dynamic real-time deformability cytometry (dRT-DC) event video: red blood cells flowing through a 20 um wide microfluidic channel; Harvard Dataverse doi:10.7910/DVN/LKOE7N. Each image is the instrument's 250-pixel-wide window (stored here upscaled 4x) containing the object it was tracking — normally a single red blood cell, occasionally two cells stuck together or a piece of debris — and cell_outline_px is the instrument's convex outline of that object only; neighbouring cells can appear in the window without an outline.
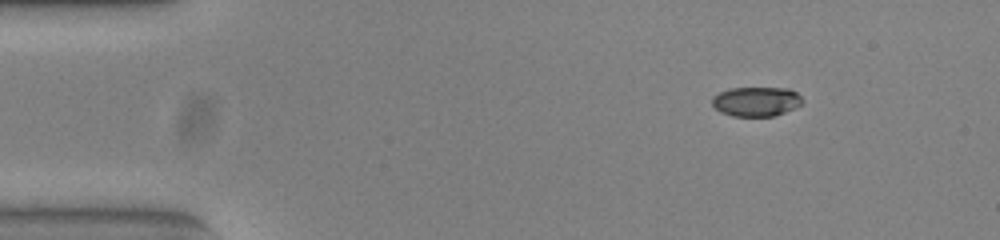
{"species": "common noctule bat (a hibernating species)", "species_latin": "Nyctalus noctula", "temperature_condition": "warm", "stored_images_in_passage": 47, "camera_frame_rate_fps": 3000, "um_per_image_px": 0.085, "animal": {"sex": "female", "body_mass_g": 23.0, "forearm_length_mm": 53.4}, "frame": {"image": 1, "passage_image": 1, "time_ms": 0.0, "image_size_px": [1000, 240], "cell_outline_px": [[804, 100], [796, 108], [772, 116], [732, 116], [720, 112], [712, 104], [712, 96], [728, 88], [788, 88], [796, 92]], "centroid_in_image_um": [64.27, 8.62], "position_along_channel_um": 20.7, "area_um2": 15.55}}
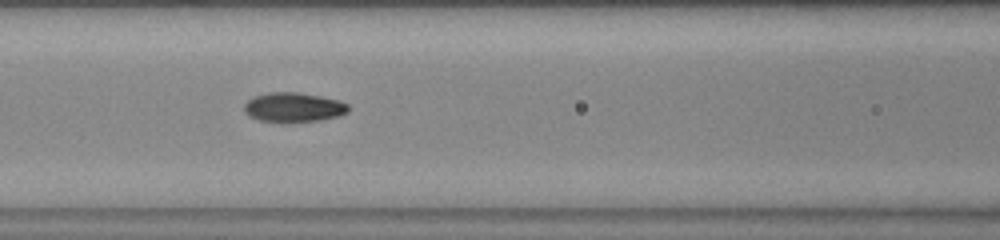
{"frame": {"image": 2, "passage_image": 17, "time_ms": 5.333, "image_size_px": [1000, 240], "cell_outline_px": [[348, 112], [340, 116], [320, 120], [260, 120], [248, 116], [244, 112], [244, 104], [252, 96], [268, 92], [300, 92], [340, 100], [348, 104]], "centroid_in_image_um": [24.95, 9.08], "position_along_channel_um": 141.6, "area_um2": 17.63}}
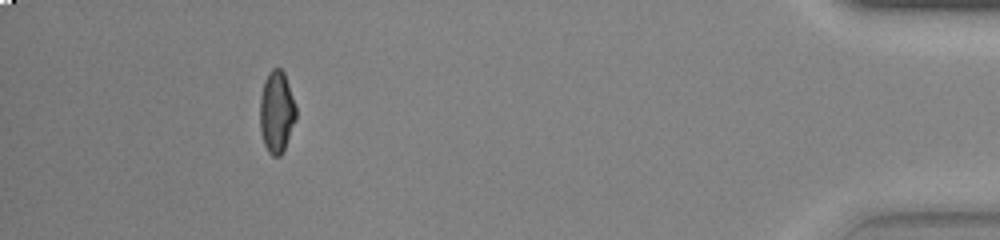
{"frame": {"image": 3, "passage_image": 43, "time_ms": 14.0, "image_size_px": [1000, 240], "cell_outline_px": [[296, 120], [284, 152], [280, 156], [272, 156], [268, 152], [264, 144], [260, 128], [260, 96], [264, 80], [268, 72], [272, 68], [280, 68], [284, 72], [296, 108]], "centroid_in_image_um": [23.51, 9.53], "position_along_channel_um": 411.7, "area_um2": 17.4}, "authors_computed_cell_mechanics": {"area_um2": 17.2822, "velocity_mm_per_s": 3.8545, "shape_relaxation_time_tau1_ms": 9.0609, "shape_relaxation_time_tau2_ms": 1.173, "deformation_change_tau1": 0.2631, "deformation_change_tau2": 0.0434}}